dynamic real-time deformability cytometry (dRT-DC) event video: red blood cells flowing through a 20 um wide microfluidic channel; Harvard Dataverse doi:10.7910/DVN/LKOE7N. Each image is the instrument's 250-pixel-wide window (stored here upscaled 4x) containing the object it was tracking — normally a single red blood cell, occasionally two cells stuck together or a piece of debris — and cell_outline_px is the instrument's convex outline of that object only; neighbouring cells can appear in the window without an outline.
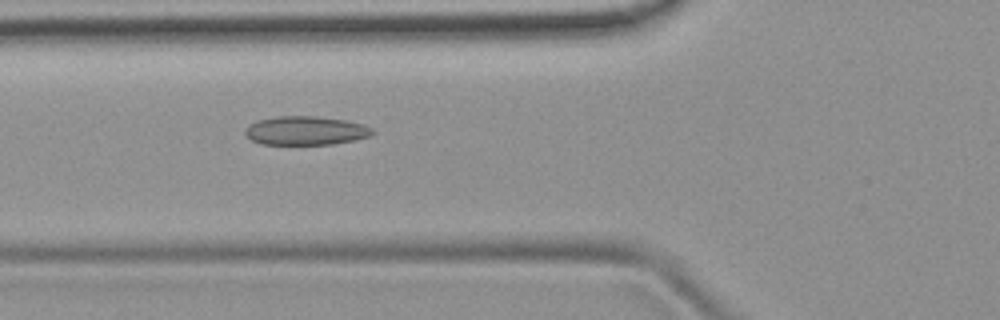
{"species": "common noctule bat (a hibernating species)", "species_latin": "Nyctalus noctula", "temperature_condition": "room temperature", "stored_images_in_passage": 37, "camera_frame_rate_fps": 3000, "um_per_image_px": 0.085, "animal": {"sex": "female", "body_mass_g": 19.9}, "frame": {"image": 1, "passage_image": 5, "time_ms": 1.333, "image_size_px": [1000, 320], "cell_outline_px": [[376, 132], [368, 136], [352, 140], [332, 144], [260, 144], [252, 140], [244, 132], [244, 128], [248, 124], [260, 120], [276, 116], [316, 116], [344, 120], [364, 124], [372, 128]], "centroid_in_image_um": [25.96, 11.1], "position_along_channel_um": 99.8, "area_um2": 21.27}}
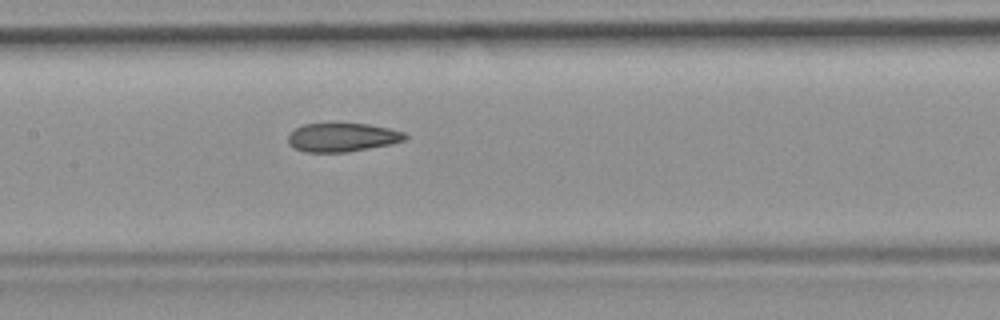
{"frame": {"image": 2, "passage_image": 11, "time_ms": 3.333, "image_size_px": [1000, 320], "cell_outline_px": [[408, 136], [404, 140], [392, 144], [344, 152], [304, 152], [288, 144], [288, 136], [296, 128], [304, 124], [368, 124], [388, 128], [404, 132]], "centroid_in_image_um": [29.1, 11.68], "position_along_channel_um": 178.3, "area_um2": 19.31}}
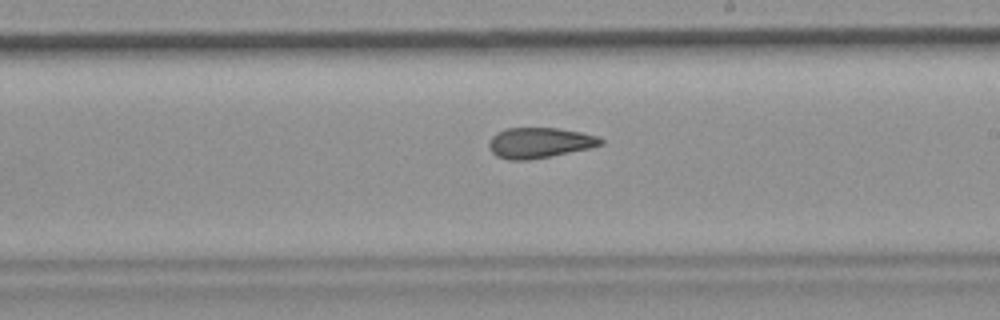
{"frame": {"image": 3, "passage_image": 16, "time_ms": 5.0, "image_size_px": [1000, 320], "cell_outline_px": [[604, 144], [588, 148], [552, 156], [528, 160], [508, 160], [496, 156], [488, 148], [488, 144], [492, 136], [508, 128], [556, 128], [580, 132], [596, 136], [604, 140]], "centroid_in_image_um": [45.84, 12.15], "position_along_channel_um": 243.2, "area_um2": 19.71}}